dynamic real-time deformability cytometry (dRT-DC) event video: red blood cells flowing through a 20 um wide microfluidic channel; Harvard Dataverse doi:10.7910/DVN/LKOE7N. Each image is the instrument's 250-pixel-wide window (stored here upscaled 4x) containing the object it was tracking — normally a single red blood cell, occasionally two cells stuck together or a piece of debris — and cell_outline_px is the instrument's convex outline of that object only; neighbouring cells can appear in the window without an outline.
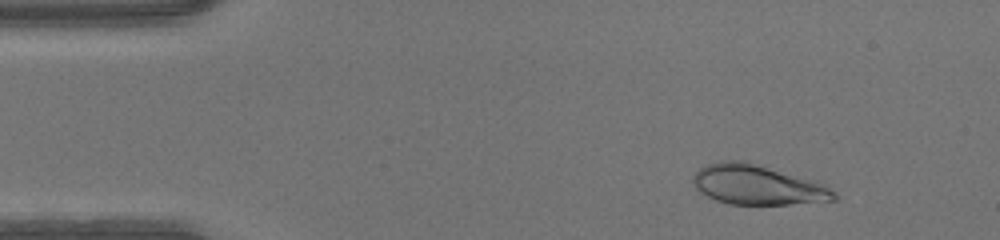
{"species": "human", "species_latin": "Homo sapiens", "temperature_condition": "warm", "stored_images_in_passage": 47, "camera_frame_rate_fps": 3000, "um_per_image_px": 0.085, "donor": {"sex": "male"}, "frame": {"image": 1, "passage_image": 6, "time_ms": 1.667, "image_size_px": [1000, 240], "cell_outline_px": [[836, 200], [788, 204], [728, 204], [716, 200], [700, 192], [692, 184], [692, 176], [700, 168], [708, 164], [720, 160], [744, 160], [824, 180], [836, 192]], "centroid_in_image_um": [64.49, 15.68], "position_along_channel_um": 20.5, "area_um2": 33.81}}
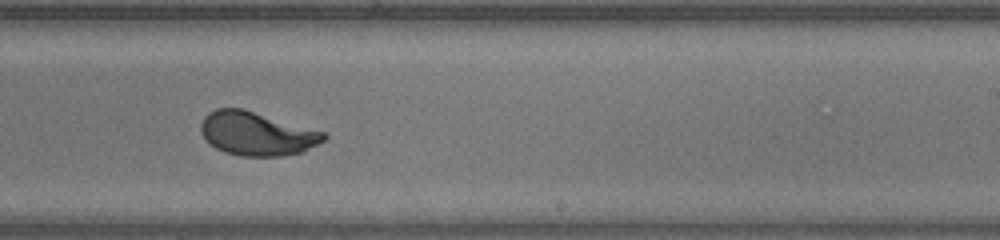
{"frame": {"image": 2, "passage_image": 29, "time_ms": 9.333, "image_size_px": [1000, 240], "cell_outline_px": [[328, 136], [324, 140], [304, 152], [280, 156], [240, 156], [224, 152], [216, 148], [200, 132], [200, 124], [204, 116], [208, 112], [216, 108], [244, 108], [324, 132]], "centroid_in_image_um": [21.82, 11.35], "position_along_channel_um": 267.2, "area_um2": 31.33}}
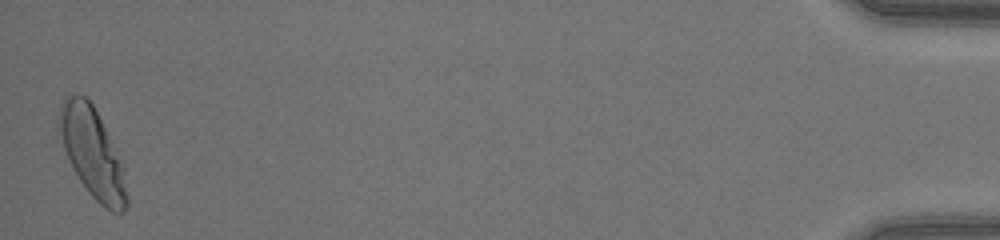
{"frame": {"image": 3, "passage_image": 47, "time_ms": 15.333, "image_size_px": [1000, 240], "cell_outline_px": [[128, 204], [120, 212], [112, 212], [104, 208], [88, 192], [80, 180], [68, 160], [56, 132], [56, 124], [60, 104], [72, 92], [84, 96], [92, 104], [120, 160], [128, 200]], "centroid_in_image_um": [7.76, 12.95], "position_along_channel_um": 427.4, "area_um2": 34.85}}